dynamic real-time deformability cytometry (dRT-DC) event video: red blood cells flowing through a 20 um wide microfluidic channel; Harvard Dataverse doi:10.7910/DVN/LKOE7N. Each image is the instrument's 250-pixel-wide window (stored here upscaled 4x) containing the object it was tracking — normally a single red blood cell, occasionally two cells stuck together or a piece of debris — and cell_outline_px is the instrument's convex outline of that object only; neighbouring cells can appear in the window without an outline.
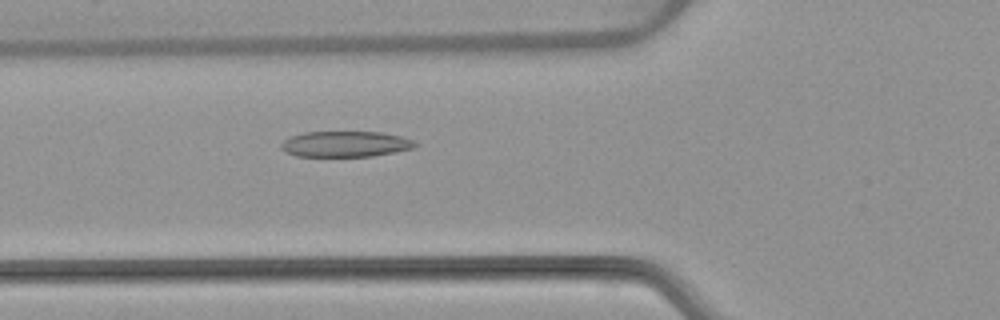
{"species": "common noctule bat (a hibernating species)", "species_latin": "Nyctalus noctula", "temperature_condition": "warm", "stored_images_in_passage": 54, "camera_frame_rate_fps": 3000, "um_per_image_px": 0.085, "animal": {"sex": "female", "body_mass_g": 22.7, "forearm_length_mm": 54.2}, "frame": {"image": 1, "passage_image": 20, "time_ms": 6.333, "image_size_px": [1000, 320], "cell_outline_px": [[420, 144], [412, 148], [396, 152], [372, 156], [296, 156], [280, 148], [280, 144], [288, 136], [304, 132], [380, 132], [400, 136], [416, 140]], "centroid_in_image_um": [29.38, 12.24], "position_along_channel_um": 96.4, "area_um2": 20.23}}
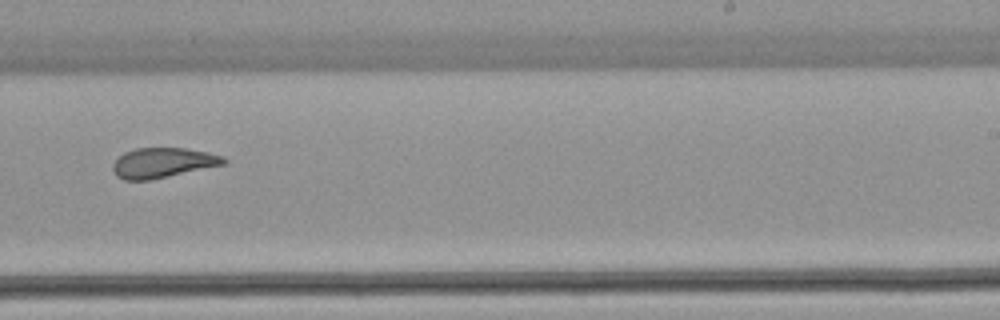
{"frame": {"image": 2, "passage_image": 34, "time_ms": 11.0, "image_size_px": [1000, 320], "cell_outline_px": [[228, 160], [224, 164], [152, 180], [124, 180], [116, 176], [112, 168], [112, 164], [124, 152], [136, 148], [184, 148], [208, 152], [224, 156]], "centroid_in_image_um": [13.83, 13.84], "position_along_channel_um": 275.2, "area_um2": 19.42}}
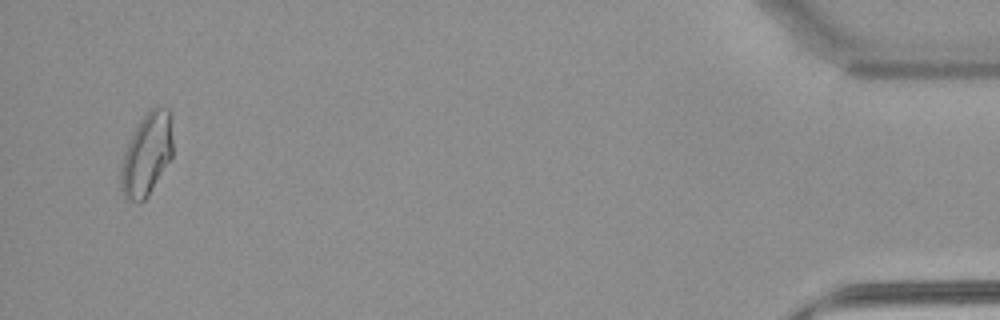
{"frame": {"image": 3, "passage_image": 52, "time_ms": 17.0, "image_size_px": [1000, 320], "cell_outline_px": [[172, 156], [148, 196], [144, 200], [124, 200], [120, 188], [120, 168], [128, 144], [140, 120], [152, 108], [168, 108], [172, 140]], "centroid_in_image_um": [12.45, 13.18], "position_along_channel_um": 422.8, "area_um2": 24.33}, "authors_computed_cell_mechanics": {"area_um2": 21.4438, "velocity_mm_per_s": 3.826, "shape_relaxation_time_tau1_ms": null, "shape_relaxation_time_tau2_ms": 2.8855, "deformation_change_tau1": null, "deformation_change_tau2": 0.0844}}